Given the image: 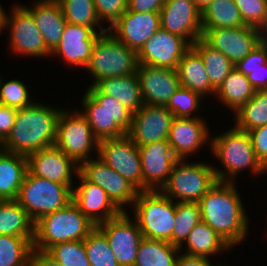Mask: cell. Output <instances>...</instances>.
Here are the masks:
<instances>
[{"label": "cell", "instance_id": "cell-24", "mask_svg": "<svg viewBox=\"0 0 267 266\" xmlns=\"http://www.w3.org/2000/svg\"><path fill=\"white\" fill-rule=\"evenodd\" d=\"M174 115L166 106L144 104L133 113L132 124L127 135L139 147L168 139Z\"/></svg>", "mask_w": 267, "mask_h": 266}, {"label": "cell", "instance_id": "cell-43", "mask_svg": "<svg viewBox=\"0 0 267 266\" xmlns=\"http://www.w3.org/2000/svg\"><path fill=\"white\" fill-rule=\"evenodd\" d=\"M0 73V104L21 109L32 105L36 100L29 92V85L20 79L5 80ZM28 87V88H27ZM32 95V96H31ZM33 98V99H32Z\"/></svg>", "mask_w": 267, "mask_h": 266}, {"label": "cell", "instance_id": "cell-54", "mask_svg": "<svg viewBox=\"0 0 267 266\" xmlns=\"http://www.w3.org/2000/svg\"><path fill=\"white\" fill-rule=\"evenodd\" d=\"M4 12H5V9H4V7L1 6V4H0V29H1L2 24H3Z\"/></svg>", "mask_w": 267, "mask_h": 266}, {"label": "cell", "instance_id": "cell-10", "mask_svg": "<svg viewBox=\"0 0 267 266\" xmlns=\"http://www.w3.org/2000/svg\"><path fill=\"white\" fill-rule=\"evenodd\" d=\"M98 144L99 140L80 111L65 106L57 120L54 146L79 166L82 162L95 158L93 155L98 154Z\"/></svg>", "mask_w": 267, "mask_h": 266}, {"label": "cell", "instance_id": "cell-42", "mask_svg": "<svg viewBox=\"0 0 267 266\" xmlns=\"http://www.w3.org/2000/svg\"><path fill=\"white\" fill-rule=\"evenodd\" d=\"M204 99L205 98H203L199 93L191 91L190 89L184 87H180L171 96L169 102L166 105V108L174 115V117H202V115L199 114V110L202 108L201 103L206 101V99Z\"/></svg>", "mask_w": 267, "mask_h": 266}, {"label": "cell", "instance_id": "cell-8", "mask_svg": "<svg viewBox=\"0 0 267 266\" xmlns=\"http://www.w3.org/2000/svg\"><path fill=\"white\" fill-rule=\"evenodd\" d=\"M131 208L144 238L164 240L171 244L175 226V201L160 191H142L138 192Z\"/></svg>", "mask_w": 267, "mask_h": 266}, {"label": "cell", "instance_id": "cell-6", "mask_svg": "<svg viewBox=\"0 0 267 266\" xmlns=\"http://www.w3.org/2000/svg\"><path fill=\"white\" fill-rule=\"evenodd\" d=\"M138 64L137 52L106 31L97 37L85 68L93 78L88 86H94L101 79L136 74Z\"/></svg>", "mask_w": 267, "mask_h": 266}, {"label": "cell", "instance_id": "cell-18", "mask_svg": "<svg viewBox=\"0 0 267 266\" xmlns=\"http://www.w3.org/2000/svg\"><path fill=\"white\" fill-rule=\"evenodd\" d=\"M142 164V191H160L178 160L168 139L139 146Z\"/></svg>", "mask_w": 267, "mask_h": 266}, {"label": "cell", "instance_id": "cell-32", "mask_svg": "<svg viewBox=\"0 0 267 266\" xmlns=\"http://www.w3.org/2000/svg\"><path fill=\"white\" fill-rule=\"evenodd\" d=\"M34 224L15 199L0 202V235L34 238Z\"/></svg>", "mask_w": 267, "mask_h": 266}, {"label": "cell", "instance_id": "cell-50", "mask_svg": "<svg viewBox=\"0 0 267 266\" xmlns=\"http://www.w3.org/2000/svg\"><path fill=\"white\" fill-rule=\"evenodd\" d=\"M30 266H62L46 251L33 248L30 258Z\"/></svg>", "mask_w": 267, "mask_h": 266}, {"label": "cell", "instance_id": "cell-44", "mask_svg": "<svg viewBox=\"0 0 267 266\" xmlns=\"http://www.w3.org/2000/svg\"><path fill=\"white\" fill-rule=\"evenodd\" d=\"M46 252L62 266H91L86 255L84 240L58 243Z\"/></svg>", "mask_w": 267, "mask_h": 266}, {"label": "cell", "instance_id": "cell-20", "mask_svg": "<svg viewBox=\"0 0 267 266\" xmlns=\"http://www.w3.org/2000/svg\"><path fill=\"white\" fill-rule=\"evenodd\" d=\"M99 35L100 33L90 27L67 22L60 42L50 57L58 56L72 68L85 69Z\"/></svg>", "mask_w": 267, "mask_h": 266}, {"label": "cell", "instance_id": "cell-16", "mask_svg": "<svg viewBox=\"0 0 267 266\" xmlns=\"http://www.w3.org/2000/svg\"><path fill=\"white\" fill-rule=\"evenodd\" d=\"M207 124L204 117L173 118L168 142L177 159L188 160V156L197 155L204 145L210 149L212 133Z\"/></svg>", "mask_w": 267, "mask_h": 266}, {"label": "cell", "instance_id": "cell-40", "mask_svg": "<svg viewBox=\"0 0 267 266\" xmlns=\"http://www.w3.org/2000/svg\"><path fill=\"white\" fill-rule=\"evenodd\" d=\"M201 220L198 202H176L175 226L171 244L180 248L187 240L190 231Z\"/></svg>", "mask_w": 267, "mask_h": 266}, {"label": "cell", "instance_id": "cell-29", "mask_svg": "<svg viewBox=\"0 0 267 266\" xmlns=\"http://www.w3.org/2000/svg\"><path fill=\"white\" fill-rule=\"evenodd\" d=\"M94 86L103 94L115 98L132 113L144 105L137 74L101 79Z\"/></svg>", "mask_w": 267, "mask_h": 266}, {"label": "cell", "instance_id": "cell-9", "mask_svg": "<svg viewBox=\"0 0 267 266\" xmlns=\"http://www.w3.org/2000/svg\"><path fill=\"white\" fill-rule=\"evenodd\" d=\"M15 200L35 223L42 216L67 206L72 201V189L28 170Z\"/></svg>", "mask_w": 267, "mask_h": 266}, {"label": "cell", "instance_id": "cell-53", "mask_svg": "<svg viewBox=\"0 0 267 266\" xmlns=\"http://www.w3.org/2000/svg\"><path fill=\"white\" fill-rule=\"evenodd\" d=\"M214 0H194L197 7L202 11L204 10L210 3H212Z\"/></svg>", "mask_w": 267, "mask_h": 266}, {"label": "cell", "instance_id": "cell-1", "mask_svg": "<svg viewBox=\"0 0 267 266\" xmlns=\"http://www.w3.org/2000/svg\"><path fill=\"white\" fill-rule=\"evenodd\" d=\"M234 182L217 181L198 202L201 219L231 247L247 241L251 219Z\"/></svg>", "mask_w": 267, "mask_h": 266}, {"label": "cell", "instance_id": "cell-26", "mask_svg": "<svg viewBox=\"0 0 267 266\" xmlns=\"http://www.w3.org/2000/svg\"><path fill=\"white\" fill-rule=\"evenodd\" d=\"M33 16L43 35L46 48L52 53L58 46L67 23L57 0H34L31 7L22 4Z\"/></svg>", "mask_w": 267, "mask_h": 266}, {"label": "cell", "instance_id": "cell-2", "mask_svg": "<svg viewBox=\"0 0 267 266\" xmlns=\"http://www.w3.org/2000/svg\"><path fill=\"white\" fill-rule=\"evenodd\" d=\"M62 109L40 101L17 109L14 125L2 142V149L28 157L36 151L54 146L57 120Z\"/></svg>", "mask_w": 267, "mask_h": 266}, {"label": "cell", "instance_id": "cell-23", "mask_svg": "<svg viewBox=\"0 0 267 266\" xmlns=\"http://www.w3.org/2000/svg\"><path fill=\"white\" fill-rule=\"evenodd\" d=\"M136 74L141 98L146 105L166 106L181 87L177 70L174 69L138 64Z\"/></svg>", "mask_w": 267, "mask_h": 266}, {"label": "cell", "instance_id": "cell-36", "mask_svg": "<svg viewBox=\"0 0 267 266\" xmlns=\"http://www.w3.org/2000/svg\"><path fill=\"white\" fill-rule=\"evenodd\" d=\"M233 114L234 126L240 130L267 125V89L255 90L253 97Z\"/></svg>", "mask_w": 267, "mask_h": 266}, {"label": "cell", "instance_id": "cell-41", "mask_svg": "<svg viewBox=\"0 0 267 266\" xmlns=\"http://www.w3.org/2000/svg\"><path fill=\"white\" fill-rule=\"evenodd\" d=\"M91 266H120L105 235L97 228L84 239Z\"/></svg>", "mask_w": 267, "mask_h": 266}, {"label": "cell", "instance_id": "cell-4", "mask_svg": "<svg viewBox=\"0 0 267 266\" xmlns=\"http://www.w3.org/2000/svg\"><path fill=\"white\" fill-rule=\"evenodd\" d=\"M82 98V108L78 110L99 141L124 136L130 130L133 113L115 98L103 94L95 86H87Z\"/></svg>", "mask_w": 267, "mask_h": 266}, {"label": "cell", "instance_id": "cell-52", "mask_svg": "<svg viewBox=\"0 0 267 266\" xmlns=\"http://www.w3.org/2000/svg\"><path fill=\"white\" fill-rule=\"evenodd\" d=\"M259 44L267 47V4L263 21L257 26Z\"/></svg>", "mask_w": 267, "mask_h": 266}, {"label": "cell", "instance_id": "cell-19", "mask_svg": "<svg viewBox=\"0 0 267 266\" xmlns=\"http://www.w3.org/2000/svg\"><path fill=\"white\" fill-rule=\"evenodd\" d=\"M190 47L181 36L160 28L137 53L138 63L176 70L178 62Z\"/></svg>", "mask_w": 267, "mask_h": 266}, {"label": "cell", "instance_id": "cell-3", "mask_svg": "<svg viewBox=\"0 0 267 266\" xmlns=\"http://www.w3.org/2000/svg\"><path fill=\"white\" fill-rule=\"evenodd\" d=\"M215 133L216 135L212 134L211 137L210 155H213L223 168L213 165L217 181L236 183L238 175L245 170L257 177L267 175L266 169L256 158L247 131L234 126L220 134Z\"/></svg>", "mask_w": 267, "mask_h": 266}, {"label": "cell", "instance_id": "cell-33", "mask_svg": "<svg viewBox=\"0 0 267 266\" xmlns=\"http://www.w3.org/2000/svg\"><path fill=\"white\" fill-rule=\"evenodd\" d=\"M180 250L168 241L142 238L134 266H175Z\"/></svg>", "mask_w": 267, "mask_h": 266}, {"label": "cell", "instance_id": "cell-15", "mask_svg": "<svg viewBox=\"0 0 267 266\" xmlns=\"http://www.w3.org/2000/svg\"><path fill=\"white\" fill-rule=\"evenodd\" d=\"M201 12L194 0H166L160 9L161 29L192 45L202 38Z\"/></svg>", "mask_w": 267, "mask_h": 266}, {"label": "cell", "instance_id": "cell-37", "mask_svg": "<svg viewBox=\"0 0 267 266\" xmlns=\"http://www.w3.org/2000/svg\"><path fill=\"white\" fill-rule=\"evenodd\" d=\"M68 23L84 25L103 34L108 31L97 16L94 0H57Z\"/></svg>", "mask_w": 267, "mask_h": 266}, {"label": "cell", "instance_id": "cell-34", "mask_svg": "<svg viewBox=\"0 0 267 266\" xmlns=\"http://www.w3.org/2000/svg\"><path fill=\"white\" fill-rule=\"evenodd\" d=\"M202 29L236 28L245 24L234 0H214L201 12Z\"/></svg>", "mask_w": 267, "mask_h": 266}, {"label": "cell", "instance_id": "cell-21", "mask_svg": "<svg viewBox=\"0 0 267 266\" xmlns=\"http://www.w3.org/2000/svg\"><path fill=\"white\" fill-rule=\"evenodd\" d=\"M76 178L79 182L76 180L77 185L72 189V202L95 226L122 213L104 189L87 181L79 172Z\"/></svg>", "mask_w": 267, "mask_h": 266}, {"label": "cell", "instance_id": "cell-48", "mask_svg": "<svg viewBox=\"0 0 267 266\" xmlns=\"http://www.w3.org/2000/svg\"><path fill=\"white\" fill-rule=\"evenodd\" d=\"M17 109L0 104V141L3 142L10 134L15 122Z\"/></svg>", "mask_w": 267, "mask_h": 266}, {"label": "cell", "instance_id": "cell-49", "mask_svg": "<svg viewBox=\"0 0 267 266\" xmlns=\"http://www.w3.org/2000/svg\"><path fill=\"white\" fill-rule=\"evenodd\" d=\"M166 0H128L127 9L133 12H160Z\"/></svg>", "mask_w": 267, "mask_h": 266}, {"label": "cell", "instance_id": "cell-13", "mask_svg": "<svg viewBox=\"0 0 267 266\" xmlns=\"http://www.w3.org/2000/svg\"><path fill=\"white\" fill-rule=\"evenodd\" d=\"M128 210L96 227L107 238L120 266H134L142 232Z\"/></svg>", "mask_w": 267, "mask_h": 266}, {"label": "cell", "instance_id": "cell-27", "mask_svg": "<svg viewBox=\"0 0 267 266\" xmlns=\"http://www.w3.org/2000/svg\"><path fill=\"white\" fill-rule=\"evenodd\" d=\"M180 253L206 257L209 259L218 257L233 249L204 221L197 223L190 231L187 240L179 248Z\"/></svg>", "mask_w": 267, "mask_h": 266}, {"label": "cell", "instance_id": "cell-17", "mask_svg": "<svg viewBox=\"0 0 267 266\" xmlns=\"http://www.w3.org/2000/svg\"><path fill=\"white\" fill-rule=\"evenodd\" d=\"M202 39L225 55L234 65L259 45L257 28L249 25L202 29Z\"/></svg>", "mask_w": 267, "mask_h": 266}, {"label": "cell", "instance_id": "cell-45", "mask_svg": "<svg viewBox=\"0 0 267 266\" xmlns=\"http://www.w3.org/2000/svg\"><path fill=\"white\" fill-rule=\"evenodd\" d=\"M94 5L100 22L109 29L127 10L128 0H94Z\"/></svg>", "mask_w": 267, "mask_h": 266}, {"label": "cell", "instance_id": "cell-55", "mask_svg": "<svg viewBox=\"0 0 267 266\" xmlns=\"http://www.w3.org/2000/svg\"><path fill=\"white\" fill-rule=\"evenodd\" d=\"M215 262H212V265L211 266H225V264L223 265L222 263H219L218 265V261L216 262V264H213ZM226 266H229V265H226Z\"/></svg>", "mask_w": 267, "mask_h": 266}, {"label": "cell", "instance_id": "cell-31", "mask_svg": "<svg viewBox=\"0 0 267 266\" xmlns=\"http://www.w3.org/2000/svg\"><path fill=\"white\" fill-rule=\"evenodd\" d=\"M254 92L247 76L234 68L216 90L214 98L234 113L253 97Z\"/></svg>", "mask_w": 267, "mask_h": 266}, {"label": "cell", "instance_id": "cell-35", "mask_svg": "<svg viewBox=\"0 0 267 266\" xmlns=\"http://www.w3.org/2000/svg\"><path fill=\"white\" fill-rule=\"evenodd\" d=\"M191 47L200 55L211 86L217 90L235 68V65L221 52L209 46L202 38L198 39Z\"/></svg>", "mask_w": 267, "mask_h": 266}, {"label": "cell", "instance_id": "cell-22", "mask_svg": "<svg viewBox=\"0 0 267 266\" xmlns=\"http://www.w3.org/2000/svg\"><path fill=\"white\" fill-rule=\"evenodd\" d=\"M28 170L41 178L74 187L79 166L56 146L41 149L27 157Z\"/></svg>", "mask_w": 267, "mask_h": 266}, {"label": "cell", "instance_id": "cell-56", "mask_svg": "<svg viewBox=\"0 0 267 266\" xmlns=\"http://www.w3.org/2000/svg\"><path fill=\"white\" fill-rule=\"evenodd\" d=\"M2 150V142L0 141V151Z\"/></svg>", "mask_w": 267, "mask_h": 266}, {"label": "cell", "instance_id": "cell-38", "mask_svg": "<svg viewBox=\"0 0 267 266\" xmlns=\"http://www.w3.org/2000/svg\"><path fill=\"white\" fill-rule=\"evenodd\" d=\"M34 238L0 235V266H30Z\"/></svg>", "mask_w": 267, "mask_h": 266}, {"label": "cell", "instance_id": "cell-14", "mask_svg": "<svg viewBox=\"0 0 267 266\" xmlns=\"http://www.w3.org/2000/svg\"><path fill=\"white\" fill-rule=\"evenodd\" d=\"M79 173L89 182L106 191L112 202L122 211L131 209L138 190L123 176L110 168L97 155L79 165ZM128 205V206H127ZM131 205V206H130Z\"/></svg>", "mask_w": 267, "mask_h": 266}, {"label": "cell", "instance_id": "cell-12", "mask_svg": "<svg viewBox=\"0 0 267 266\" xmlns=\"http://www.w3.org/2000/svg\"><path fill=\"white\" fill-rule=\"evenodd\" d=\"M97 157L142 192L140 151L127 134L118 138L100 140Z\"/></svg>", "mask_w": 267, "mask_h": 266}, {"label": "cell", "instance_id": "cell-25", "mask_svg": "<svg viewBox=\"0 0 267 266\" xmlns=\"http://www.w3.org/2000/svg\"><path fill=\"white\" fill-rule=\"evenodd\" d=\"M160 28V12H133L127 9L108 31L138 53Z\"/></svg>", "mask_w": 267, "mask_h": 266}, {"label": "cell", "instance_id": "cell-30", "mask_svg": "<svg viewBox=\"0 0 267 266\" xmlns=\"http://www.w3.org/2000/svg\"><path fill=\"white\" fill-rule=\"evenodd\" d=\"M27 171L26 156L0 151V197L3 200L16 199Z\"/></svg>", "mask_w": 267, "mask_h": 266}, {"label": "cell", "instance_id": "cell-39", "mask_svg": "<svg viewBox=\"0 0 267 266\" xmlns=\"http://www.w3.org/2000/svg\"><path fill=\"white\" fill-rule=\"evenodd\" d=\"M235 68L247 76L255 90L267 89V47L259 44Z\"/></svg>", "mask_w": 267, "mask_h": 266}, {"label": "cell", "instance_id": "cell-5", "mask_svg": "<svg viewBox=\"0 0 267 266\" xmlns=\"http://www.w3.org/2000/svg\"><path fill=\"white\" fill-rule=\"evenodd\" d=\"M95 227L71 201L64 208L48 213L35 222L33 248L47 251L58 243L84 240Z\"/></svg>", "mask_w": 267, "mask_h": 266}, {"label": "cell", "instance_id": "cell-51", "mask_svg": "<svg viewBox=\"0 0 267 266\" xmlns=\"http://www.w3.org/2000/svg\"><path fill=\"white\" fill-rule=\"evenodd\" d=\"M213 259L179 253L175 266H211Z\"/></svg>", "mask_w": 267, "mask_h": 266}, {"label": "cell", "instance_id": "cell-46", "mask_svg": "<svg viewBox=\"0 0 267 266\" xmlns=\"http://www.w3.org/2000/svg\"><path fill=\"white\" fill-rule=\"evenodd\" d=\"M243 23L256 27L263 21L267 0H234Z\"/></svg>", "mask_w": 267, "mask_h": 266}, {"label": "cell", "instance_id": "cell-11", "mask_svg": "<svg viewBox=\"0 0 267 266\" xmlns=\"http://www.w3.org/2000/svg\"><path fill=\"white\" fill-rule=\"evenodd\" d=\"M10 13L4 12L0 33H7L8 50L12 55L37 58H51V52L46 48L43 35L36 26L32 14L20 3L11 7ZM8 13V14H7ZM6 30V31H5Z\"/></svg>", "mask_w": 267, "mask_h": 266}, {"label": "cell", "instance_id": "cell-47", "mask_svg": "<svg viewBox=\"0 0 267 266\" xmlns=\"http://www.w3.org/2000/svg\"><path fill=\"white\" fill-rule=\"evenodd\" d=\"M258 161L267 169V125L247 131Z\"/></svg>", "mask_w": 267, "mask_h": 266}, {"label": "cell", "instance_id": "cell-7", "mask_svg": "<svg viewBox=\"0 0 267 266\" xmlns=\"http://www.w3.org/2000/svg\"><path fill=\"white\" fill-rule=\"evenodd\" d=\"M178 159L160 192L175 202H199L217 182L213 163Z\"/></svg>", "mask_w": 267, "mask_h": 266}, {"label": "cell", "instance_id": "cell-28", "mask_svg": "<svg viewBox=\"0 0 267 266\" xmlns=\"http://www.w3.org/2000/svg\"><path fill=\"white\" fill-rule=\"evenodd\" d=\"M176 70L181 87L197 92L203 98L215 96L216 90L211 86L203 61L192 47L184 53Z\"/></svg>", "mask_w": 267, "mask_h": 266}]
</instances>
